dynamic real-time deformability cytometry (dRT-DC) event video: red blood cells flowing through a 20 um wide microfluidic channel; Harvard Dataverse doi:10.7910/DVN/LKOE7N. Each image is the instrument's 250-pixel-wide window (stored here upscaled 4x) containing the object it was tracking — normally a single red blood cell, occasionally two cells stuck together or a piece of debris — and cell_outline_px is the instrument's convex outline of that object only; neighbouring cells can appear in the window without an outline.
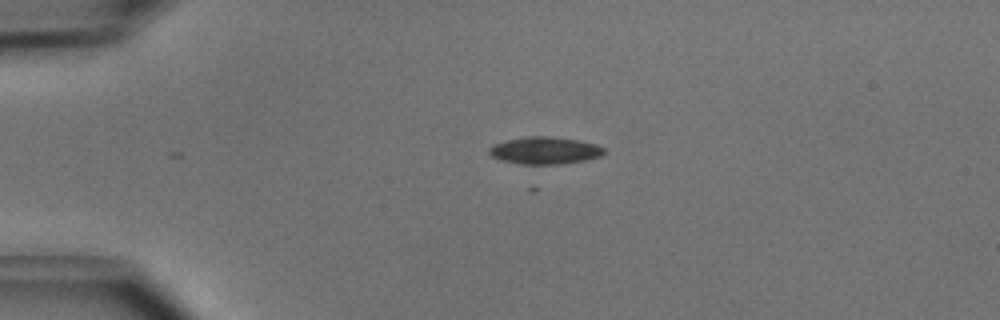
{"species": "common noctule bat (a hibernating species)", "species_latin": "Nyctalus noctula", "temperature_condition": "cold", "stored_images_in_passage": 40, "camera_frame_rate_fps": 3000, "um_per_image_px": 0.085, "animal": {"sex": "male", "body_mass_g": 15.6}, "frame": {"image": 1, "passage_image": 2, "time_ms": 0.333, "image_size_px": [1000, 320], "cell_outline_px": [[604, 152], [600, 156], [584, 160], [560, 164], [520, 164], [500, 160], [492, 156], [488, 152], [488, 148], [492, 144], [504, 140], [524, 136], [552, 136], [576, 140], [596, 144], [604, 148]], "centroid_in_image_um": [46.24, 12.78], "position_along_channel_um": 38.8, "area_um2": 18.32}}
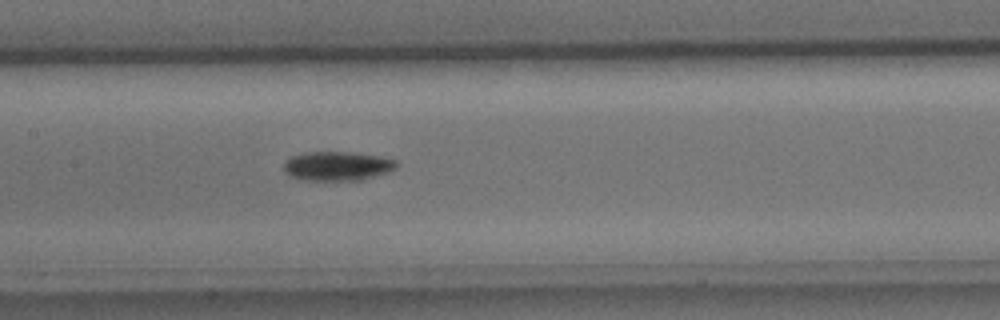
{"frame": {"image": 2, "passage_image": 15, "time_ms": 4.667, "image_size_px": [1000, 320], "cell_outline_px": [[400, 164], [396, 168], [388, 172], [360, 180], [300, 180], [284, 172], [284, 164], [292, 156], [304, 152], [352, 152], [380, 156], [396, 160]], "centroid_in_image_um": [28.7, 14.11], "position_along_channel_um": 178.7, "area_um2": 19.19}}
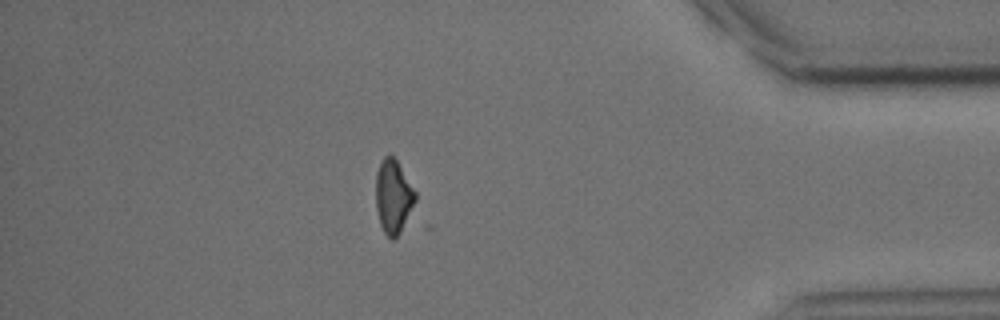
{"frame": {"image": 3, "passage_image": 34, "time_ms": 11.0, "image_size_px": [1000, 320], "cell_outline_px": [[416, 200], [400, 232], [392, 240], [384, 232], [380, 224], [376, 208], [376, 172], [384, 156], [392, 156], [396, 160], [416, 192]], "centroid_in_image_um": [33.42, 16.71], "position_along_channel_um": 401.8, "area_um2": 16.59}, "authors_computed_cell_mechanics": {"area_um2": 19.9121, "velocity_mm_per_s": 4.0407, "shape_relaxation_time_tau1_ms": 3.6736, "shape_relaxation_time_tau2_ms": null, "deformation_change_tau1": 0.1217, "deformation_change_tau2": null}}